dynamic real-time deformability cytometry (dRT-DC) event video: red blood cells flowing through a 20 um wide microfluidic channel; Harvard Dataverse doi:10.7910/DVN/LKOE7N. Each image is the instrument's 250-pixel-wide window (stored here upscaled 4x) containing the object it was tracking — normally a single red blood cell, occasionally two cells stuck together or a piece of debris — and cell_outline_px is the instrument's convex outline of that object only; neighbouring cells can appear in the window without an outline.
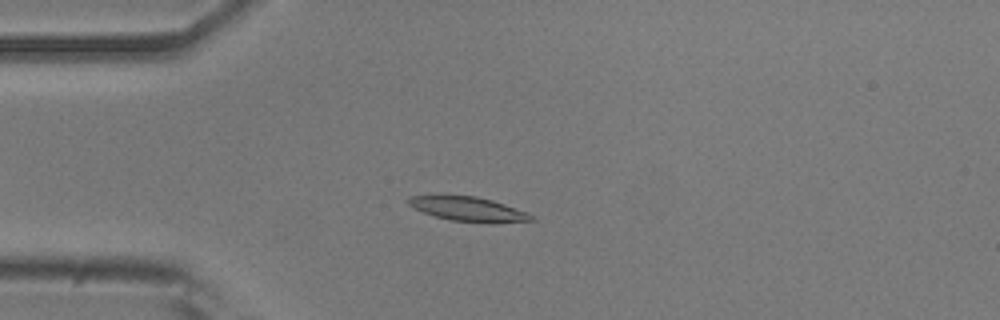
{"species": "common noctule bat (a hibernating species)", "species_latin": "Nyctalus noctula", "temperature_condition": "room temperature", "stored_images_in_passage": 53, "camera_frame_rate_fps": 3000, "um_per_image_px": 0.085, "animal": {"sex": "male", "body_mass_g": 20.5, "forearm_length_mm": 52.5}, "frame": {"image": 1, "passage_image": 13, "time_ms": 4.0, "image_size_px": [1000, 320], "cell_outline_px": [[536, 220], [452, 220], [436, 216], [424, 212], [408, 204], [408, 200], [412, 196], [440, 192], [476, 196], [492, 200], [528, 212], [536, 216]], "centroid_in_image_um": [39.67, 17.66], "position_along_channel_um": 45.3, "area_um2": 17.05}}
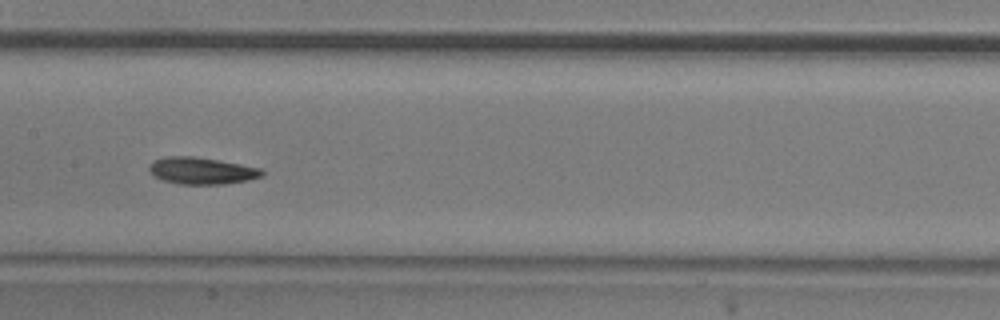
{"frame": {"image": 2, "passage_image": 26, "time_ms": 8.333, "image_size_px": [1000, 320], "cell_outline_px": [[264, 176], [248, 180], [224, 184], [180, 184], [164, 180], [156, 176], [148, 168], [156, 160], [168, 156], [192, 156], [240, 164], [260, 168], [264, 172]], "centroid_in_image_um": [17.2, 14.52], "position_along_channel_um": 190.2, "area_um2": 17.28}}
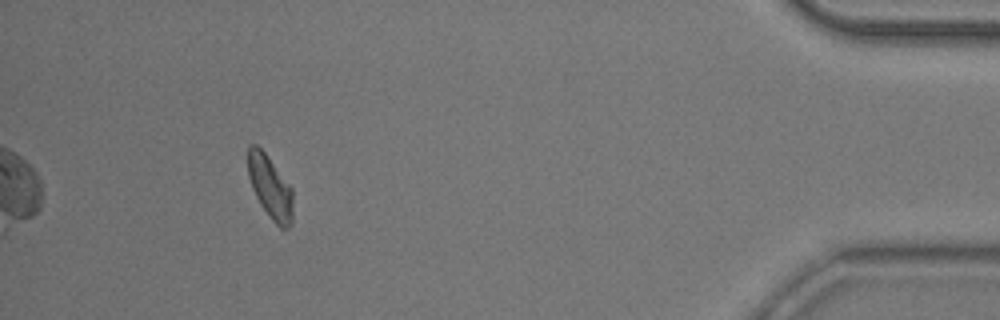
{"frame": {"image": 3, "passage_image": 49, "time_ms": 16.0, "image_size_px": [1000, 320], "cell_outline_px": [[292, 224], [288, 228], [280, 228], [272, 220], [260, 204], [252, 188], [248, 176], [248, 144], [256, 144], [264, 152], [292, 188]], "centroid_in_image_um": [22.95, 15.92], "position_along_channel_um": 412.2, "area_um2": 16.36}, "authors_computed_cell_mechanics": {"area_um2": 17.1666, "velocity_mm_per_s": 3.7039, "shape_relaxation_time_tau1_ms": 7.1605, "shape_relaxation_time_tau2_ms": 5.5321, "deformation_change_tau1": 0.1613, "deformation_change_tau2": 0.1076}}